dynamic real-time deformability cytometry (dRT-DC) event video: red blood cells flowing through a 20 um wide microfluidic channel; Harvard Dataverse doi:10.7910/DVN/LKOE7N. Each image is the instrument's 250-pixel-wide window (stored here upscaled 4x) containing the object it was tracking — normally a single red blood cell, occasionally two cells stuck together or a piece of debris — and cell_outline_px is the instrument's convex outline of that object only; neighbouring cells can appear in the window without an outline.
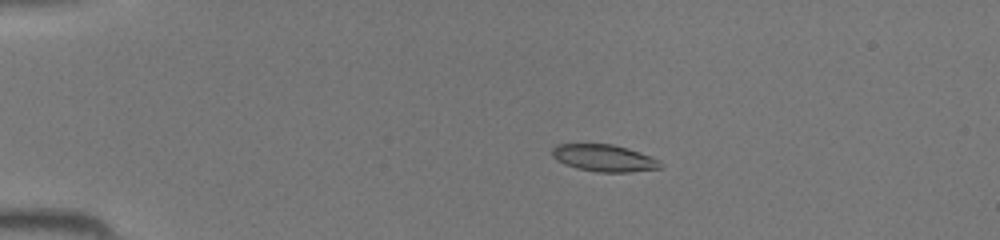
{"species": "common noctule bat (a hibernating species)", "species_latin": "Nyctalus noctula", "temperature_condition": "room temperature", "stored_images_in_passage": 44, "camera_frame_rate_fps": 3000, "um_per_image_px": 0.085, "animal": {"sex": "female", "body_mass_g": 19.5, "forearm_length_mm": 54.1}, "frame": {"image": 1, "passage_image": 9, "time_ms": 2.667, "image_size_px": [1000, 240], "cell_outline_px": [[660, 168], [628, 172], [596, 172], [576, 168], [564, 164], [556, 160], [552, 156], [552, 148], [556, 144], [612, 144], [628, 148], [660, 160]], "centroid_in_image_um": [51.3, 13.43], "position_along_channel_um": 33.7, "area_um2": 16.99}}
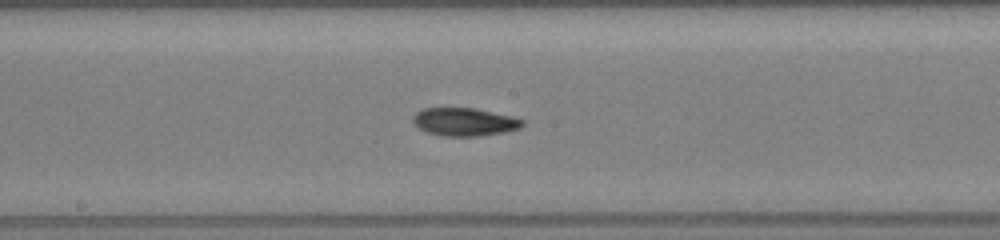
{"frame": {"image": 2, "passage_image": 24, "time_ms": 7.667, "image_size_px": [1000, 240], "cell_outline_px": [[524, 124], [520, 128], [504, 132], [480, 136], [444, 136], [428, 132], [412, 124], [412, 116], [416, 112], [424, 108], [476, 108], [524, 120]], "centroid_in_image_um": [39.44, 10.36], "position_along_channel_um": 208.8, "area_um2": 17.8}}
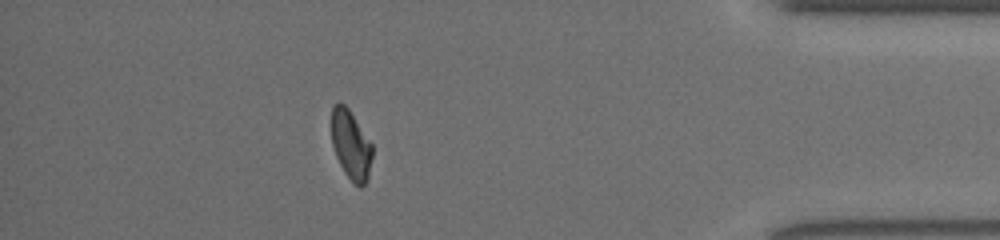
{"frame": {"image": 3, "passage_image": 39, "time_ms": 12.667, "image_size_px": [1000, 240], "cell_outline_px": [[372, 156], [368, 180], [360, 188], [344, 172], [336, 156], [332, 144], [332, 104], [344, 104], [348, 108], [372, 144]], "centroid_in_image_um": [29.83, 12.33], "position_along_channel_um": 405.4, "area_um2": 16.18}}